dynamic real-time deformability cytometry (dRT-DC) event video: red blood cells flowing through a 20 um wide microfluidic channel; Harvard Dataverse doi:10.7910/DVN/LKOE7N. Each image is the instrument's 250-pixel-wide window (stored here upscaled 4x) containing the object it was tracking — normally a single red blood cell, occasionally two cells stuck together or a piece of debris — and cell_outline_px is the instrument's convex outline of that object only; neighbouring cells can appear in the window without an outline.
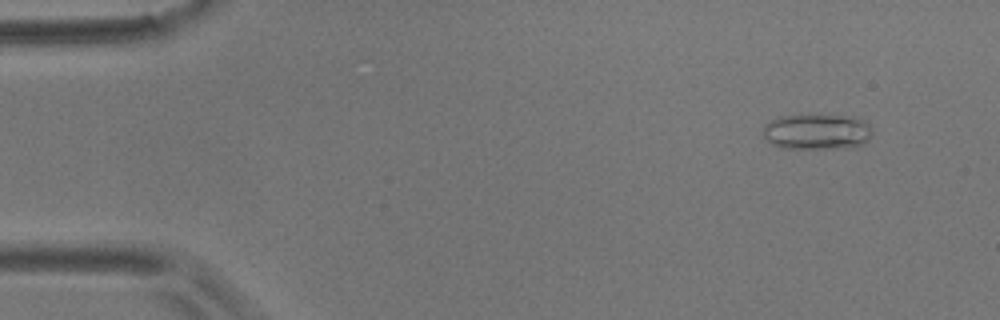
{"species": "common noctule bat (a hibernating species)", "species_latin": "Nyctalus noctula", "temperature_condition": "room temperature", "stored_images_in_passage": 56, "camera_frame_rate_fps": 3000, "um_per_image_px": 0.085, "animal": {"sex": "male", "body_mass_g": 17.9}, "frame": {"image": 1, "passage_image": 5, "time_ms": 1.333, "image_size_px": [1000, 320], "cell_outline_px": [[872, 136], [864, 144], [856, 148], [784, 148], [772, 144], [764, 136], [764, 124], [780, 116], [808, 112], [860, 116], [872, 128]], "centroid_in_image_um": [69.52, 11.14], "position_along_channel_um": 15.5, "area_um2": 23.93}}
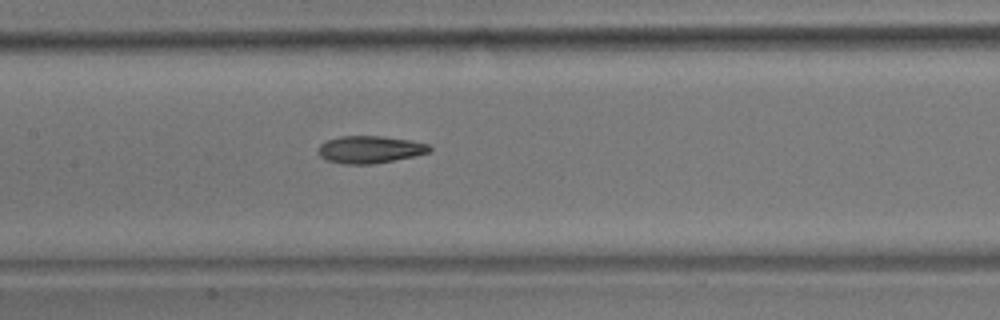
{"frame": {"image": 2, "passage_image": 27, "time_ms": 8.667, "image_size_px": [1000, 320], "cell_outline_px": [[432, 148], [428, 152], [416, 156], [372, 164], [344, 164], [324, 160], [320, 156], [316, 148], [320, 144], [328, 140], [340, 136], [384, 136], [412, 140], [428, 144]], "centroid_in_image_um": [31.42, 12.71], "position_along_channel_um": 176.0, "area_um2": 17.92}}
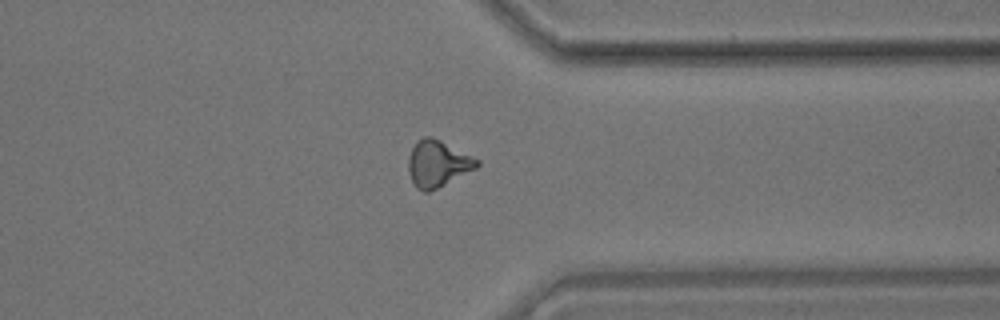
{"frame": {"image": 3, "passage_image": 44, "time_ms": 14.333, "image_size_px": [1000, 320], "cell_outline_px": [[480, 164], [476, 168], [428, 192], [424, 192], [416, 188], [408, 172], [408, 156], [416, 140], [424, 136], [432, 136], [480, 160]], "centroid_in_image_um": [37.17, 13.89], "position_along_channel_um": 374.2, "area_um2": 18.44}, "authors_computed_cell_mechanics": {"area_um2": 17.8313, "velocity_mm_per_s": 3.5618, "shape_relaxation_time_tau1_ms": 7.2635, "shape_relaxation_time_tau2_ms": 3.7254, "deformation_change_tau1": 0.1898, "deformation_change_tau2": 0.1114}}